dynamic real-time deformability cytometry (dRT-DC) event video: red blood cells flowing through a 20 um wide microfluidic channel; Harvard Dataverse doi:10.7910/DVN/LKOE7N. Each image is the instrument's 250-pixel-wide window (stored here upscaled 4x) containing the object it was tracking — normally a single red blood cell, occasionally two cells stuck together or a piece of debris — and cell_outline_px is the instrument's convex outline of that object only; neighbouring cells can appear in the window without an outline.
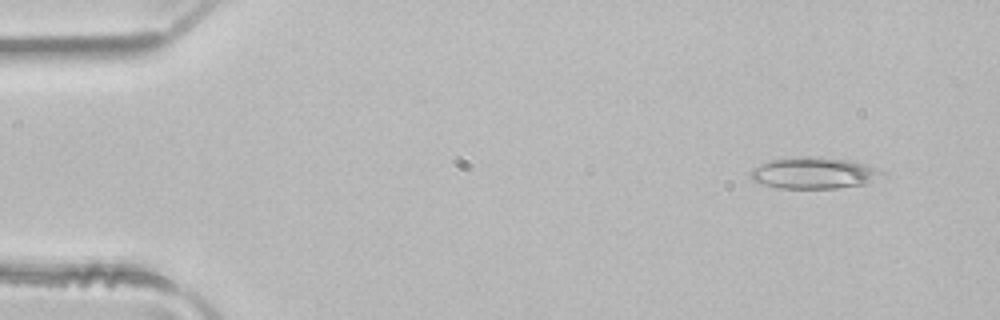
{"species": "common noctule bat (a hibernating species)", "species_latin": "Nyctalus noctula", "temperature_condition": "room temperature", "stored_images_in_passage": 5, "camera_frame_rate_fps": 3000, "um_per_image_px": 0.085, "animal": {"sex": "male", "body_mass_g": 21.5, "forearm_length_mm": 52.0}, "frame": {"image": 1, "passage_image": 2, "time_ms": 0.333, "image_size_px": [1000, 320], "cell_outline_px": [[884, 172], [864, 184], [836, 188], [780, 188], [764, 184], [752, 180], [748, 172], [752, 168], [772, 160], [804, 156], [820, 156], [852, 160], [876, 168]], "centroid_in_image_um": [69.13, 14.69], "position_along_channel_um": 15.9, "area_um2": 23.81}}